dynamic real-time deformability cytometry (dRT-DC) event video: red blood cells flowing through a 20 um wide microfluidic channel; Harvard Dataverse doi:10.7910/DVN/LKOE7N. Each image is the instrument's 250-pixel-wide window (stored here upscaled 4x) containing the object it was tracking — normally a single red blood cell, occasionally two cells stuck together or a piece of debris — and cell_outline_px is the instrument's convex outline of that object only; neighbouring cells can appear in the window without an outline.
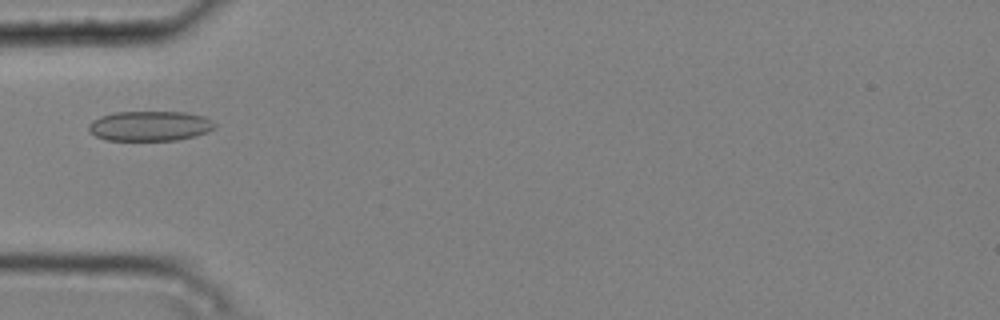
{"species": "common noctule bat (a hibernating species)", "species_latin": "Nyctalus noctula", "temperature_condition": "cold", "stored_images_in_passage": 7, "camera_frame_rate_fps": 3000, "um_per_image_px": 0.085, "animal": {"sex": "male", "body_mass_g": 20.4}, "frame": {"image": 1, "passage_image": 4, "time_ms": 1.0, "image_size_px": [1000, 320], "cell_outline_px": [[216, 128], [208, 132], [196, 136], [176, 140], [104, 140], [88, 132], [88, 124], [92, 120], [100, 116], [112, 112], [184, 112], [204, 116], [212, 120], [216, 124]], "centroid_in_image_um": [12.73, 10.71], "position_along_channel_um": 72.3, "area_um2": 22.31}}
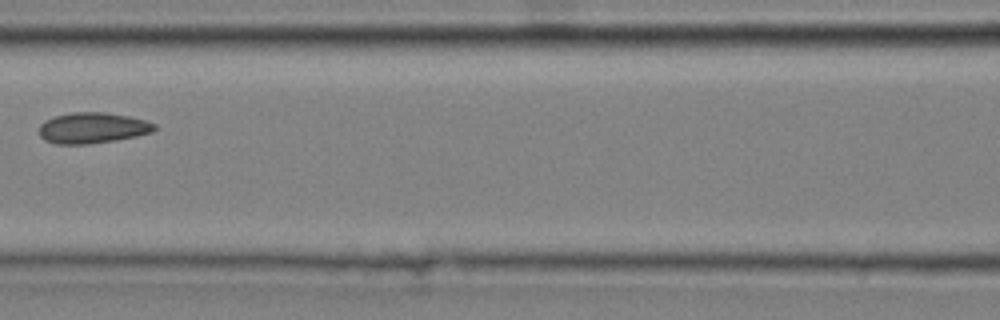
{"frame": {"image": 2, "passage_image": 6, "time_ms": 1.667, "image_size_px": [1000, 320], "cell_outline_px": [[156, 128], [152, 132], [136, 136], [116, 140], [88, 144], [56, 144], [44, 140], [40, 136], [40, 124], [44, 120], [56, 116], [72, 112], [104, 112], [128, 116], [144, 120], [156, 124]], "centroid_in_image_um": [7.85, 10.87], "position_along_channel_um": 158.7, "area_um2": 20.69}}
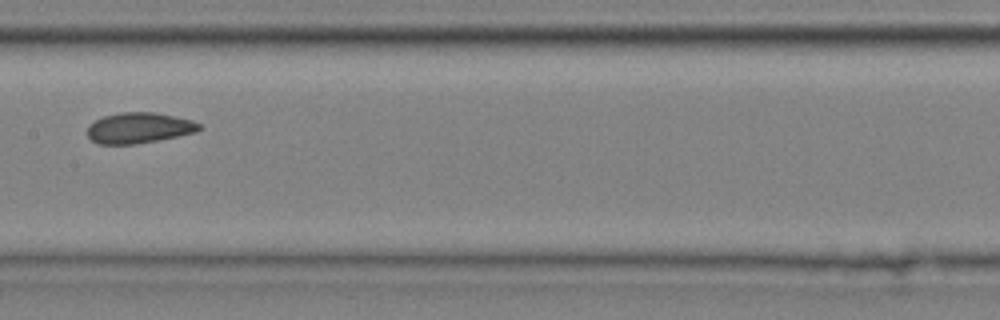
{"frame": {"image": 3, "passage_image": 7, "time_ms": 2.0, "image_size_px": [1000, 320], "cell_outline_px": [[204, 128], [196, 132], [136, 144], [96, 144], [88, 136], [88, 124], [104, 116], [124, 112], [152, 112], [192, 120], [200, 124]], "centroid_in_image_um": [11.81, 10.88], "position_along_channel_um": 195.6, "area_um2": 19.83}}